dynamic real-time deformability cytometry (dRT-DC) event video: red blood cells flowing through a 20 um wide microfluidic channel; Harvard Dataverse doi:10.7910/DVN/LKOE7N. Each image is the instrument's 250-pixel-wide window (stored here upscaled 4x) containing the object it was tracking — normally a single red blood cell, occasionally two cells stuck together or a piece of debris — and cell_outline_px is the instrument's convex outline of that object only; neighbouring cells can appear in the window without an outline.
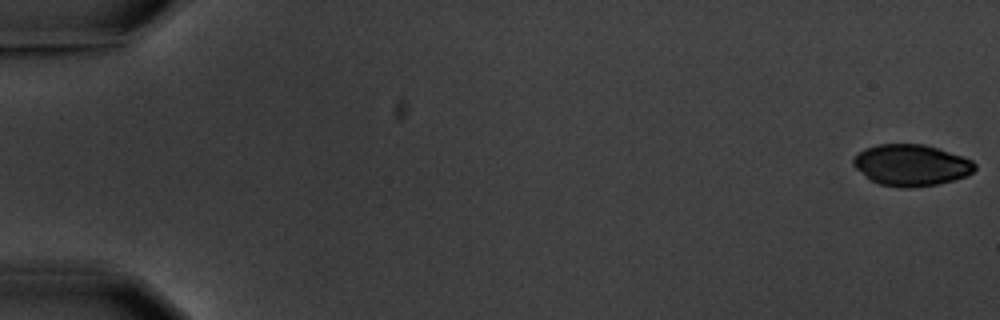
{"species": "common noctule bat (a hibernating species)", "species_latin": "Nyctalus noctula", "temperature_condition": "warm", "stored_images_in_passage": 5, "camera_frame_rate_fps": 3000, "um_per_image_px": 0.085, "animal": {"sex": "male", "body_mass_g": 20.1, "forearm_length_mm": 53.5}, "frame": {"image": 1, "passage_image": 1, "time_ms": 0.0, "image_size_px": [1000, 320], "cell_outline_px": [[976, 168], [968, 176], [936, 184], [908, 188], [904, 188], [880, 184], [872, 180], [856, 168], [852, 164], [852, 160], [856, 152], [864, 148], [876, 144], [924, 144], [972, 160], [976, 164]], "centroid_in_image_um": [77.42, 14.02], "position_along_channel_um": 7.6, "area_um2": 29.13}}